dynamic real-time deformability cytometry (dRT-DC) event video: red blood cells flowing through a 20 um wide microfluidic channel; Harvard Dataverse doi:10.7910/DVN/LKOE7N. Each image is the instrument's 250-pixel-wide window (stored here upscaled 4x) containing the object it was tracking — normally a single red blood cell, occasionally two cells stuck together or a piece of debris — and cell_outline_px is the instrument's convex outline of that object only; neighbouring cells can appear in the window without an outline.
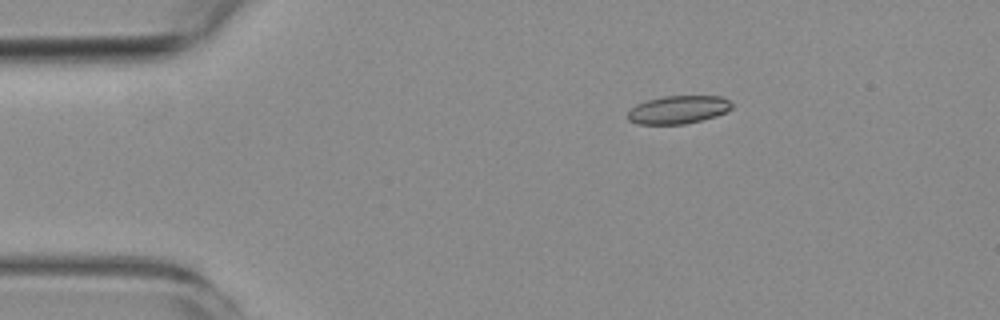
{"species": "common noctule bat (a hibernating species)", "species_latin": "Nyctalus noctula", "temperature_condition": "room temperature", "stored_images_in_passage": 5, "camera_frame_rate_fps": 3000, "um_per_image_px": 0.085, "animal": {"sex": "female", "body_mass_g": 19.3, "forearm_length_mm": 54.1}, "frame": {"image": 1, "passage_image": 3, "time_ms": 2.333, "image_size_px": [1000, 320], "cell_outline_px": [[732, 108], [716, 116], [684, 124], [636, 124], [628, 120], [628, 112], [636, 104], [648, 100], [664, 96], [724, 96], [732, 104]], "centroid_in_image_um": [57.64, 9.32], "position_along_channel_um": 27.4, "area_um2": 16.94}}
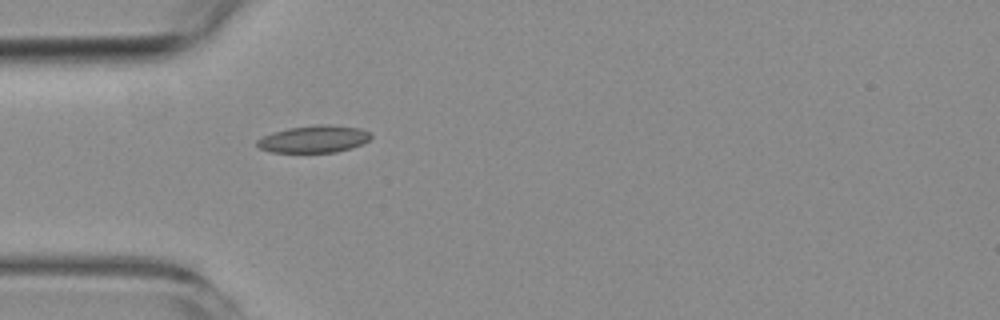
{"frame": {"image": 2, "passage_image": 5, "time_ms": 4.667, "image_size_px": [1000, 320], "cell_outline_px": [[372, 136], [364, 144], [352, 148], [336, 152], [272, 152], [260, 148], [256, 144], [256, 140], [272, 132], [288, 128], [316, 124], [332, 124], [360, 128], [368, 132]], "centroid_in_image_um": [26.7, 11.81], "position_along_channel_um": 58.3, "area_um2": 18.15}}